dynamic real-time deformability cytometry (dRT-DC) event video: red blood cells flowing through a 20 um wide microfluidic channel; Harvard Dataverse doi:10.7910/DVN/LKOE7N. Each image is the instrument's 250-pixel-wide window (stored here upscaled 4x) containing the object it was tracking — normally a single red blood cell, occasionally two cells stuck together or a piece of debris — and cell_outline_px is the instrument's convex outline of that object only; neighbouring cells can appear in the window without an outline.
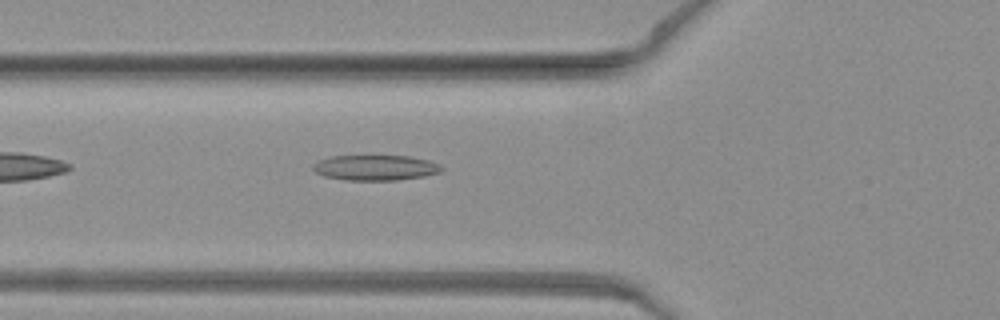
{"species": "common noctule bat (a hibernating species)", "species_latin": "Nyctalus noctula", "temperature_condition": "warm", "stored_images_in_passage": 36, "camera_frame_rate_fps": 3000, "um_per_image_px": 0.085, "animal": {"sex": "female", "body_mass_g": 19.3, "forearm_length_mm": 54.1}, "frame": {"image": 1, "passage_image": 4, "time_ms": 1.0, "image_size_px": [1000, 320], "cell_outline_px": [[444, 168], [440, 172], [424, 176], [396, 180], [348, 180], [324, 176], [316, 172], [312, 168], [312, 164], [320, 160], [332, 156], [408, 156], [428, 160], [440, 164]], "centroid_in_image_um": [31.92, 14.25], "position_along_channel_um": 93.9, "area_um2": 18.9}}
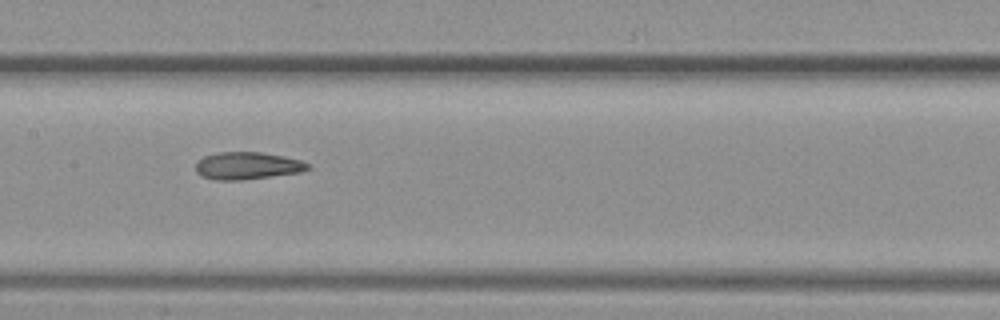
{"frame": {"image": 2, "passage_image": 11, "time_ms": 3.333, "image_size_px": [1000, 320], "cell_outline_px": [[312, 168], [300, 172], [240, 180], [216, 180], [200, 176], [196, 172], [196, 160], [204, 156], [216, 152], [260, 152], [284, 156], [300, 160], [308, 164]], "centroid_in_image_um": [20.98, 14.08], "position_along_channel_um": 186.4, "area_um2": 17.92}}
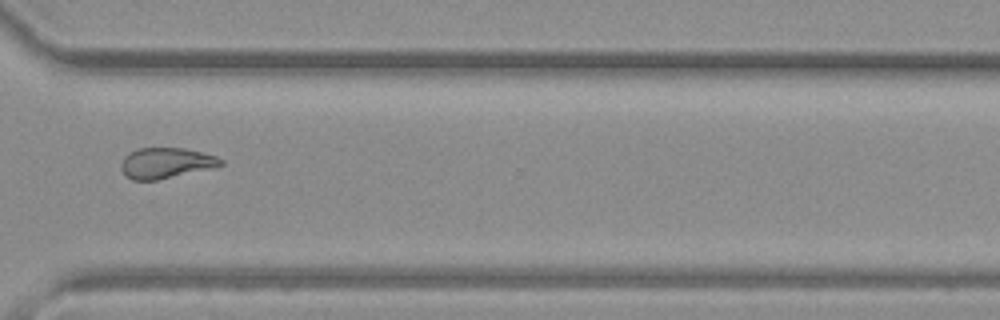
{"frame": {"image": 3, "passage_image": 24, "time_ms": 7.667, "image_size_px": [1000, 320], "cell_outline_px": [[224, 164], [208, 168], [156, 180], [132, 180], [120, 168], [120, 164], [124, 156], [128, 152], [136, 148], [184, 148], [216, 156], [224, 160]], "centroid_in_image_um": [14.05, 13.83], "position_along_channel_um": 356.6, "area_um2": 17.51}}